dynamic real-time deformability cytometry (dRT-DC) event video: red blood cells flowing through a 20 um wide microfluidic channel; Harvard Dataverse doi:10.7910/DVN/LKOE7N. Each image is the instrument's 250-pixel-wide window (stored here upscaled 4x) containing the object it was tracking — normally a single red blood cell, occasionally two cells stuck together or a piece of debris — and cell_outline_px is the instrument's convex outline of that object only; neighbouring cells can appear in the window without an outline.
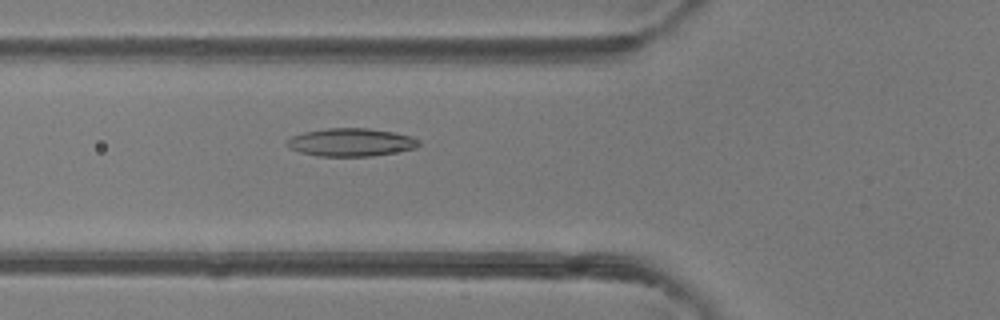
{"species": "common noctule bat (a hibernating species)", "species_latin": "Nyctalus noctula", "temperature_condition": "room temperature", "stored_images_in_passage": 49, "camera_frame_rate_fps": 3000, "um_per_image_px": 0.085, "animal": {"sex": "female"}, "frame": {"image": 1, "passage_image": 18, "time_ms": 5.667, "image_size_px": [1000, 320], "cell_outline_px": [[420, 144], [416, 148], [372, 156], [316, 156], [300, 152], [288, 148], [284, 144], [284, 140], [292, 136], [304, 132], [328, 128], [368, 128], [392, 132], [412, 136], [420, 140]], "centroid_in_image_um": [29.78, 12.09], "position_along_channel_um": 96.0, "area_um2": 21.68}}
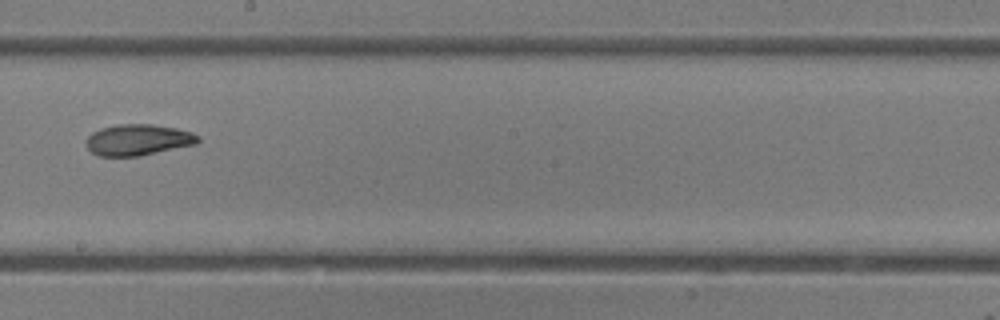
{"frame": {"image": 2, "passage_image": 28, "time_ms": 9.0, "image_size_px": [1000, 320], "cell_outline_px": [[200, 140], [196, 144], [140, 156], [96, 156], [84, 144], [84, 140], [92, 132], [100, 128], [120, 124], [152, 124], [176, 128], [192, 132], [200, 136]], "centroid_in_image_um": [11.71, 11.89], "position_along_channel_um": 236.5, "area_um2": 20.52}}
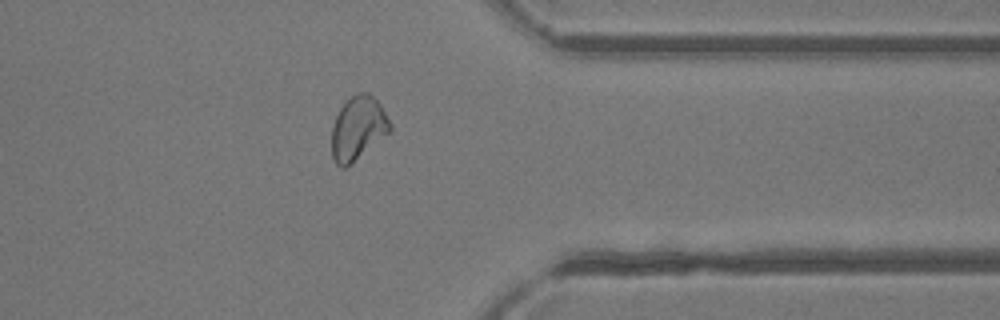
{"frame": {"image": 3, "passage_image": 39, "time_ms": 12.667, "image_size_px": [1000, 320], "cell_outline_px": [[392, 128], [388, 132], [344, 168], [340, 168], [336, 164], [332, 156], [332, 124], [340, 108], [352, 96], [360, 92], [368, 92], [380, 104], [392, 124]], "centroid_in_image_um": [30.41, 10.87], "position_along_channel_um": 381.0, "area_um2": 21.04}, "authors_computed_cell_mechanics": {"area_um2": 21.9062, "velocity_mm_per_s": 4.2117, "shape_relaxation_time_tau1_ms": 6.1998, "shape_relaxation_time_tau2_ms": 3.079, "deformation_change_tau1": 0.1599, "deformation_change_tau2": 0.0857}}